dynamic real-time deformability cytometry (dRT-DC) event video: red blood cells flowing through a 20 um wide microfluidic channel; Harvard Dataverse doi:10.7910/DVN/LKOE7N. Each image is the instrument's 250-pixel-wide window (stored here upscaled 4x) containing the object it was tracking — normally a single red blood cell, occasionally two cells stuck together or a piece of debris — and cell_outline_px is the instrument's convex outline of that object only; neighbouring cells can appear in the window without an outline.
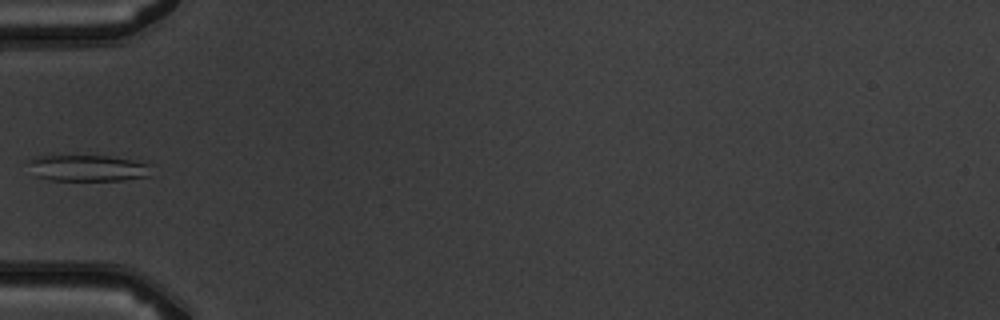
{"species": "common noctule bat (a hibernating species)", "species_latin": "Nyctalus noctula", "temperature_condition": "warm", "stored_images_in_passage": 5, "camera_frame_rate_fps": 3000, "um_per_image_px": 0.085, "animal": {"sex": "male", "body_mass_g": 19.5, "forearm_length_mm": 54.6}, "frame": {"image": 1, "passage_image": 5, "time_ms": 4.667, "image_size_px": [1000, 320], "cell_outline_px": [[148, 176], [124, 180], [52, 180], [36, 176], [28, 160], [36, 156], [52, 152], [108, 156], [132, 160], [148, 164]], "centroid_in_image_um": [7.33, 14.23], "position_along_channel_um": 77.7, "area_um2": 19.42}}